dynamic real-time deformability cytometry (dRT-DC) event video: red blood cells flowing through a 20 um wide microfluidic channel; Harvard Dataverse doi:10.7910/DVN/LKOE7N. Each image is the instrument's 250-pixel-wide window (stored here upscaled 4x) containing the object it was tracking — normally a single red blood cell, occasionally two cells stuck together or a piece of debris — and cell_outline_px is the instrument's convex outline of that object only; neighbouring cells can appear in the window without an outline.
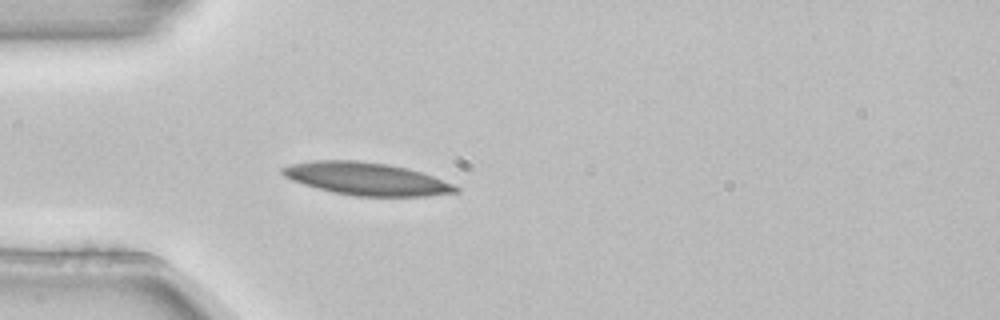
{"species": "common noctule bat (a hibernating species)", "species_latin": "Nyctalus noctula", "temperature_condition": "room temperature", "stored_images_in_passage": 4, "camera_frame_rate_fps": 3000, "um_per_image_px": 0.085, "animal": {"sex": "female", "body_mass_g": 22.7, "forearm_length_mm": 54.2}, "frame": {"image": 1, "passage_image": 4, "time_ms": 1.0, "image_size_px": [1000, 320], "cell_outline_px": [[460, 192], [428, 196], [356, 196], [332, 192], [316, 188], [292, 180], [284, 176], [280, 172], [280, 168], [288, 164], [316, 160], [356, 160], [388, 164], [408, 168], [456, 184], [460, 188]], "centroid_in_image_um": [31.16, 15.2], "position_along_channel_um": 53.8, "area_um2": 33.18}}